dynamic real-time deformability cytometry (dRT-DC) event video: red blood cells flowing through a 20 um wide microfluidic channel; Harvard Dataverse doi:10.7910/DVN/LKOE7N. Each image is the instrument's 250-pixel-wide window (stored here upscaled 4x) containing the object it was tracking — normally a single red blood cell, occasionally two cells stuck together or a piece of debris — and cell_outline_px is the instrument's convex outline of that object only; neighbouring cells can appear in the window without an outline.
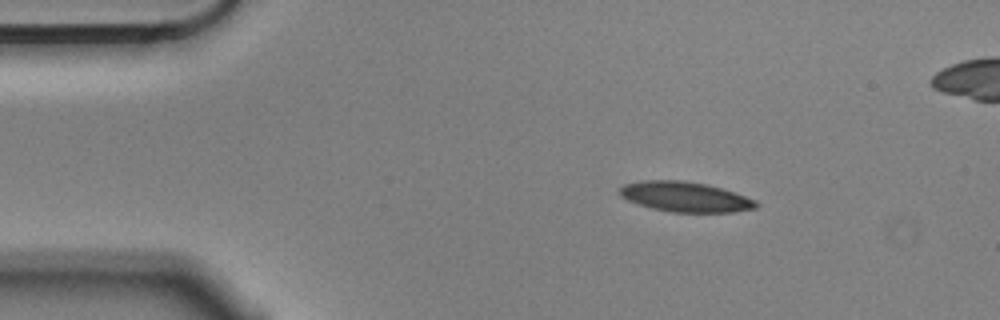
{"species": "Egyptian fruit bat (a non-hibernating species)", "species_latin": "Rousettus aegyptiacus", "temperature_condition": "cold", "stored_images_in_passage": 3, "camera_frame_rate_fps": 3000, "um_per_image_px": 0.085, "animal": {"sex": "male"}, "frame": {"image": 1, "passage_image": 1, "time_ms": 0.0, "image_size_px": [1000, 320], "cell_outline_px": [[760, 204], [756, 208], [732, 212], [672, 212], [652, 208], [628, 200], [620, 196], [620, 188], [624, 184], [644, 180], [680, 180], [704, 184], [720, 188], [756, 200]], "centroid_in_image_um": [58.24, 16.73], "position_along_channel_um": 26.8, "area_um2": 23.58}}
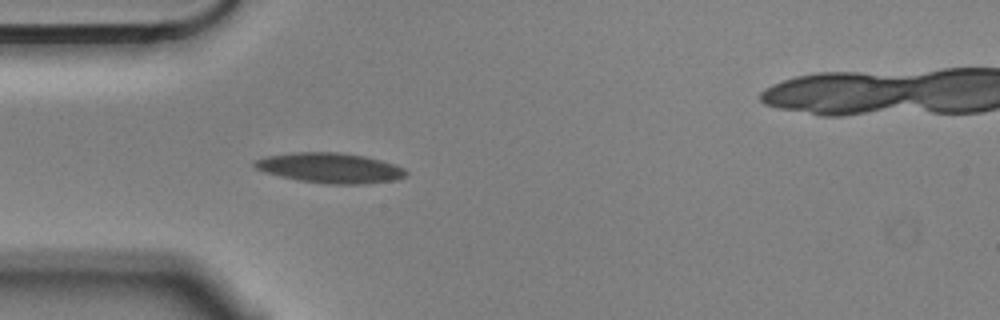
{"frame": {"image": 2, "passage_image": 3, "time_ms": 0.667, "image_size_px": [1000, 320], "cell_outline_px": [[408, 172], [404, 176], [396, 180], [364, 184], [328, 184], [300, 180], [280, 176], [264, 172], [256, 168], [252, 164], [252, 160], [268, 156], [292, 152], [340, 152], [364, 156], [380, 160], [404, 168]], "centroid_in_image_um": [28.03, 14.27], "position_along_channel_um": 57.0, "area_um2": 26.53}}